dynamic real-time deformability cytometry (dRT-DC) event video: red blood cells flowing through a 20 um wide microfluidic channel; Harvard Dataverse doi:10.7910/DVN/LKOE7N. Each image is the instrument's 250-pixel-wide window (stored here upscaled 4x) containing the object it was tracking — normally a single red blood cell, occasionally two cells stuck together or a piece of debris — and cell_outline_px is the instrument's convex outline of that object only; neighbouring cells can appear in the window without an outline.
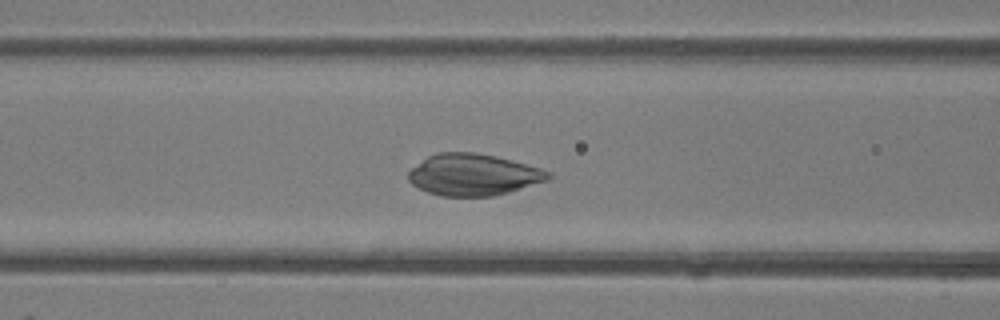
{"species": "common noctule bat (a hibernating species)", "species_latin": "Nyctalus noctula", "temperature_condition": "room temperature", "stored_images_in_passage": 25, "camera_frame_rate_fps": 3000, "um_per_image_px": 0.085, "animal": {"sex": "female"}, "frame": {"image": 1, "passage_image": 18, "time_ms": 5.667, "image_size_px": [1000, 320], "cell_outline_px": [[552, 176], [548, 180], [508, 192], [492, 196], [440, 196], [428, 192], [412, 184], [408, 180], [408, 172], [412, 168], [428, 156], [436, 152], [476, 152], [496, 156], [512, 160], [540, 168], [552, 172]], "centroid_in_image_um": [40.24, 14.84], "position_along_channel_um": 126.4, "area_um2": 33.87}}
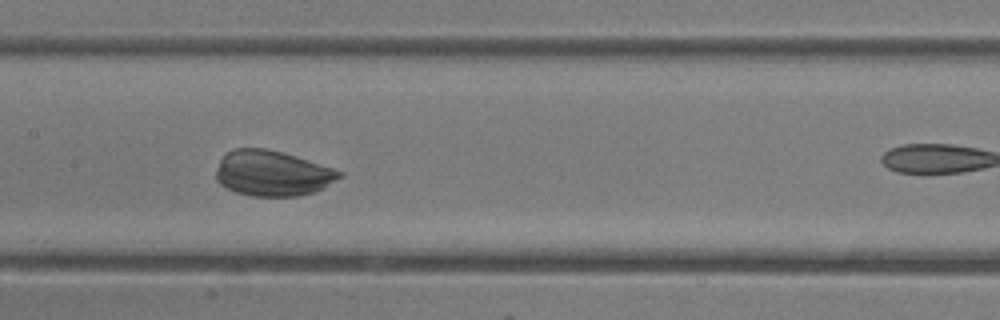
{"frame": {"image": 2, "passage_image": 22, "time_ms": 7.0, "image_size_px": [1000, 320], "cell_outline_px": [[344, 176], [324, 188], [316, 192], [300, 196], [252, 196], [236, 192], [220, 184], [216, 180], [216, 168], [220, 160], [228, 152], [236, 148], [268, 148], [284, 152], [344, 172]], "centroid_in_image_um": [23.18, 14.73], "position_along_channel_um": 184.2, "area_um2": 32.89}}